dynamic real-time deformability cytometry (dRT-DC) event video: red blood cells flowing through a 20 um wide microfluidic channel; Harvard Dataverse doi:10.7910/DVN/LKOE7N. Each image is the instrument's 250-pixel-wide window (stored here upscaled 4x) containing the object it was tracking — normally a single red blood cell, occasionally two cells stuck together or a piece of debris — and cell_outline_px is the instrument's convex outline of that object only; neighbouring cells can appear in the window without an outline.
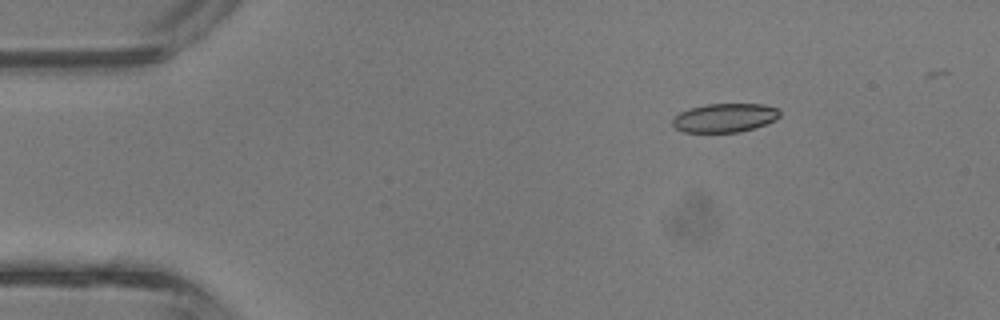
{"species": "common noctule bat (a hibernating species)", "species_latin": "Nyctalus noctula", "temperature_condition": "room temperature", "stored_images_in_passage": 4, "camera_frame_rate_fps": 3000, "um_per_image_px": 0.085, "animal": {"sex": "male", "body_mass_g": 13.3}, "frame": {"image": 1, "passage_image": 4, "time_ms": 1.0, "image_size_px": [1000, 320], "cell_outline_px": [[780, 116], [776, 120], [740, 132], [684, 132], [676, 128], [672, 124], [672, 120], [680, 112], [688, 108], [708, 104], [764, 104], [780, 108]], "centroid_in_image_um": [61.62, 10.0], "position_along_channel_um": 23.4, "area_um2": 18.03}}